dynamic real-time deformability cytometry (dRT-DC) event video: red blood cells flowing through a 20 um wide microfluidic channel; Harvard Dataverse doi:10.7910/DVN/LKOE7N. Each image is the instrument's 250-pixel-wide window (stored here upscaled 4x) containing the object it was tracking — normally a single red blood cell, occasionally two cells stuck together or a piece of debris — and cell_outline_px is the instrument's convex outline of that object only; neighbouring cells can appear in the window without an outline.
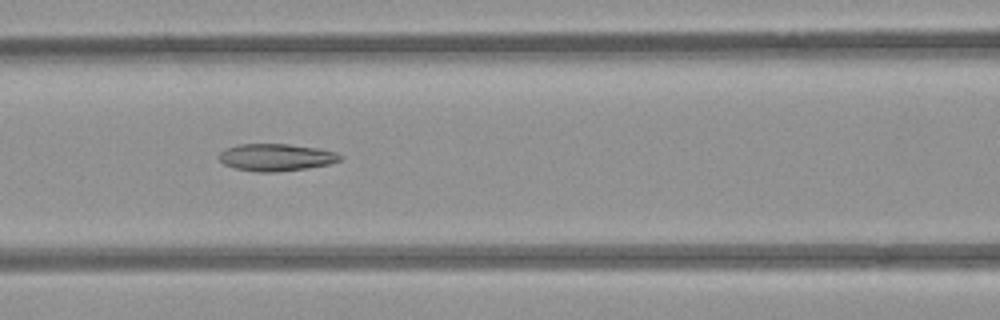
{"species": "common noctule bat (a hibernating species)", "species_latin": "Nyctalus noctula", "temperature_condition": "room temperature", "stored_images_in_passage": 16, "camera_frame_rate_fps": 3000, "um_per_image_px": 0.085, "animal": {"sex": "female", "body_mass_g": 21.9}, "frame": {"image": 1, "passage_image": 12, "time_ms": 3.667, "image_size_px": [1000, 320], "cell_outline_px": [[344, 156], [340, 160], [328, 164], [308, 168], [276, 172], [256, 172], [236, 168], [224, 164], [220, 160], [220, 152], [228, 148], [240, 144], [288, 144], [316, 148], [336, 152]], "centroid_in_image_um": [23.49, 13.38], "position_along_channel_um": 143.1, "area_um2": 19.02}}